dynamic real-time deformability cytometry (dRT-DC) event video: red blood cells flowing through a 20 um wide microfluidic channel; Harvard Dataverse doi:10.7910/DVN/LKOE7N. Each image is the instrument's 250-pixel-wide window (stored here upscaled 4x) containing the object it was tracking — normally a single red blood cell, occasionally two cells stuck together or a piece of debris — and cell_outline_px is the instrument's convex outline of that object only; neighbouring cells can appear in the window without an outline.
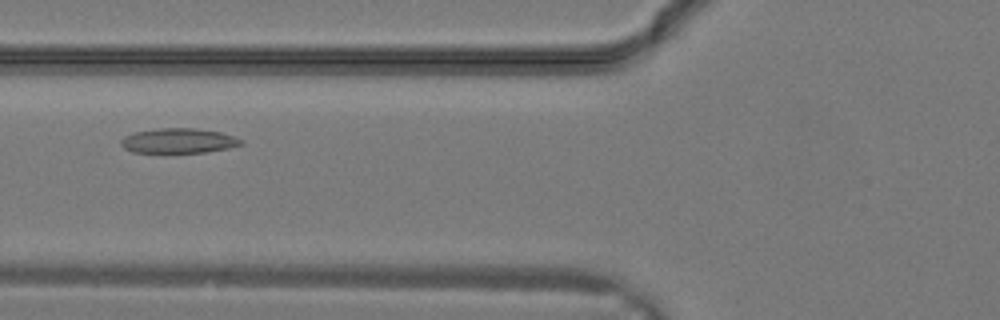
{"species": "common noctule bat (a hibernating species)", "species_latin": "Nyctalus noctula", "temperature_condition": "warm", "stored_images_in_passage": 26, "camera_frame_rate_fps": 3000, "um_per_image_px": 0.085, "animal": {"sex": "male", "body_mass_g": 19.2, "forearm_length_mm": 51.8}, "frame": {"image": 1, "passage_image": 7, "time_ms": 2.0, "image_size_px": [1000, 320], "cell_outline_px": [[244, 144], [228, 148], [208, 152], [132, 152], [124, 148], [120, 144], [120, 140], [124, 136], [136, 132], [160, 128], [192, 128], [220, 132], [244, 140]], "centroid_in_image_um": [15.18, 11.97], "position_along_channel_um": 110.6, "area_um2": 17.28}}
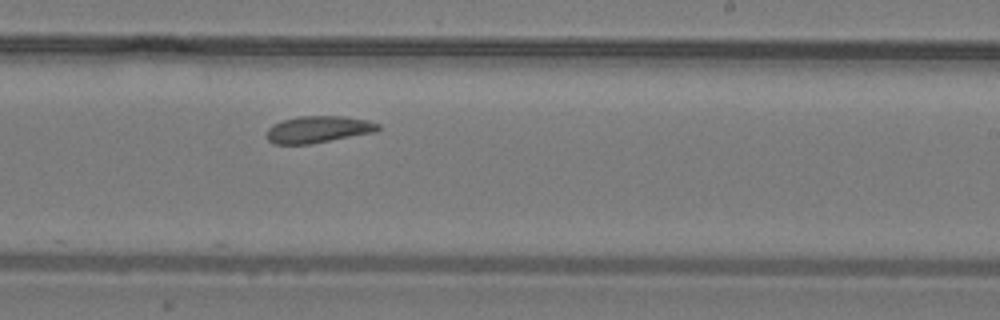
{"frame": {"image": 2, "passage_image": 14, "time_ms": 4.333, "image_size_px": [1000, 320], "cell_outline_px": [[380, 128], [376, 132], [308, 144], [272, 144], [268, 140], [268, 128], [272, 124], [280, 120], [300, 116], [344, 116], [368, 120], [380, 124]], "centroid_in_image_um": [27.05, 10.99], "position_along_channel_um": 262.0, "area_um2": 17.46}}
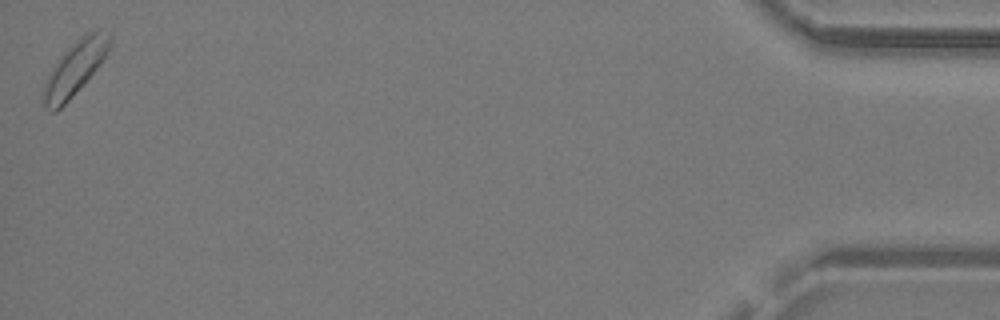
{"frame": {"image": 3, "passage_image": 26, "time_ms": 8.333, "image_size_px": [1000, 320], "cell_outline_px": [[112, 44], [108, 52], [100, 64], [72, 96], [56, 112], [52, 112], [44, 108], [44, 84], [52, 68], [60, 56], [68, 48], [84, 36], [92, 32], [112, 32]], "centroid_in_image_um": [6.38, 5.82], "position_along_channel_um": 428.8, "area_um2": 20.11}}